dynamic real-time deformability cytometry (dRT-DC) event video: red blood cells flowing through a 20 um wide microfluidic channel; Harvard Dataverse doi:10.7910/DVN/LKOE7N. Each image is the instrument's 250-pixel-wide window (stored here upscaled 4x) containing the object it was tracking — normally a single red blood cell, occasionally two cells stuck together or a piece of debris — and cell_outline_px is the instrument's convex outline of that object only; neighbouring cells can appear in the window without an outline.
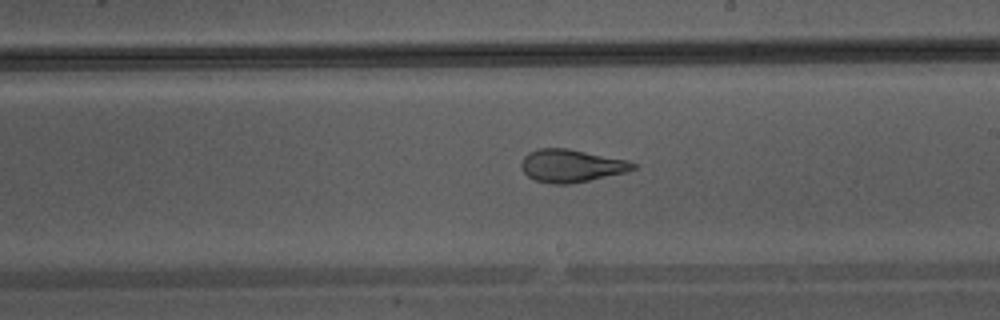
{"species": "Egyptian fruit bat (a non-hibernating species)", "species_latin": "Rousettus aegyptiacus", "temperature_condition": "warm", "stored_images_in_passage": 45, "camera_frame_rate_fps": 3000, "um_per_image_px": 0.085, "animal": {"sex": "male"}, "frame": {"image": 1, "passage_image": 26, "time_ms": 8.333, "image_size_px": [1000, 320], "cell_outline_px": [[636, 168], [624, 172], [588, 180], [568, 184], [552, 184], [536, 180], [528, 176], [520, 168], [520, 164], [524, 156], [528, 152], [536, 148], [568, 148], [628, 160], [636, 164]], "centroid_in_image_um": [48.51, 14.07], "position_along_channel_um": 240.5, "area_um2": 21.27}}